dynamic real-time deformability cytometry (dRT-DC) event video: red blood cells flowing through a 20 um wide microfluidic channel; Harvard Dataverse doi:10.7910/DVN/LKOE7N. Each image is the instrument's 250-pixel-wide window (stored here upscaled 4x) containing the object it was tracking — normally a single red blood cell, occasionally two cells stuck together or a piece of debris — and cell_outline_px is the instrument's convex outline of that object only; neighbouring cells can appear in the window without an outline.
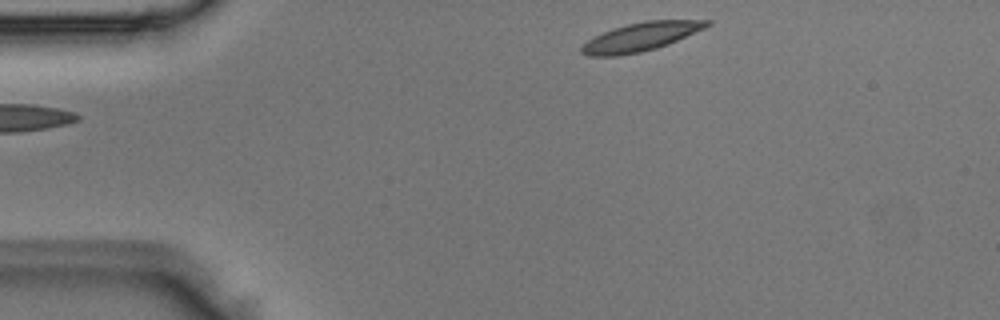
{"species": "Egyptian fruit bat (a non-hibernating species)", "species_latin": "Rousettus aegyptiacus", "temperature_condition": "room temperature", "stored_images_in_passage": 4, "camera_frame_rate_fps": 3000, "um_per_image_px": 0.085, "animal": {"sex": "male"}, "frame": {"image": 1, "passage_image": 4, "time_ms": 1.0, "image_size_px": [1000, 320], "cell_outline_px": [[712, 24], [704, 28], [668, 44], [656, 48], [640, 52], [620, 56], [588, 56], [580, 52], [580, 48], [588, 40], [612, 28], [644, 20], [712, 20]], "centroid_in_image_um": [54.46, 3.13], "position_along_channel_um": 30.5, "area_um2": 20.69}}